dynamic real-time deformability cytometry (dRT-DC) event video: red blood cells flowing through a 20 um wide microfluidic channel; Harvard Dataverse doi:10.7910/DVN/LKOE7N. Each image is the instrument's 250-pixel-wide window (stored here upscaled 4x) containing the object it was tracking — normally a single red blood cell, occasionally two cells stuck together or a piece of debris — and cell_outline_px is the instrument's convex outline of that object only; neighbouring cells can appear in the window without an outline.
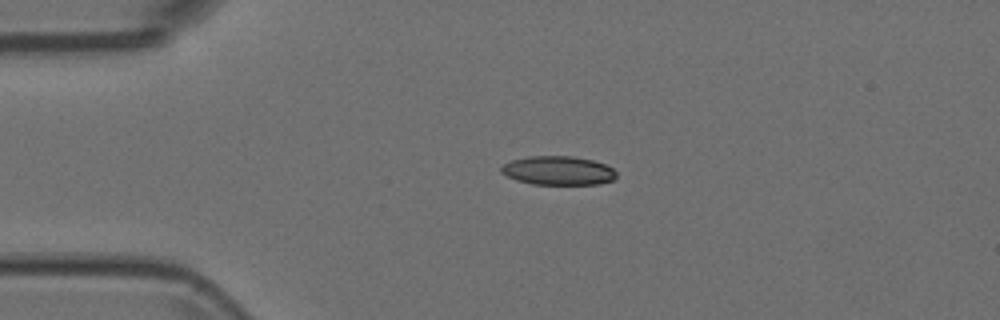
{"species": "Egyptian fruit bat (a non-hibernating species)", "species_latin": "Rousettus aegyptiacus", "temperature_condition": "room temperature", "stored_images_in_passage": 16, "camera_frame_rate_fps": 3000, "um_per_image_px": 0.085, "animal": {"sex": "female"}, "frame": {"image": 1, "passage_image": 1, "time_ms": 0.0, "image_size_px": [1000, 320], "cell_outline_px": [[616, 176], [612, 180], [600, 184], [532, 184], [516, 180], [500, 172], [500, 168], [504, 164], [512, 160], [528, 156], [572, 156], [592, 160], [604, 164], [612, 168], [616, 172]], "centroid_in_image_um": [47.43, 14.5], "position_along_channel_um": 37.6, "area_um2": 19.31}}
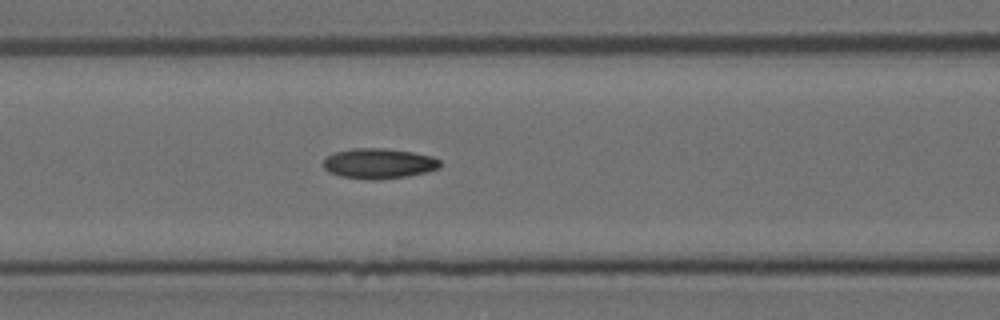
{"frame": {"image": 2, "passage_image": 11, "time_ms": 3.333, "image_size_px": [1000, 320], "cell_outline_px": [[440, 168], [428, 172], [408, 176], [380, 180], [372, 180], [340, 176], [328, 172], [324, 168], [324, 160], [328, 156], [336, 152], [352, 148], [384, 148], [412, 152], [432, 156], [440, 160]], "centroid_in_image_um": [32.22, 13.9], "position_along_channel_um": 134.4, "area_um2": 20.69}}
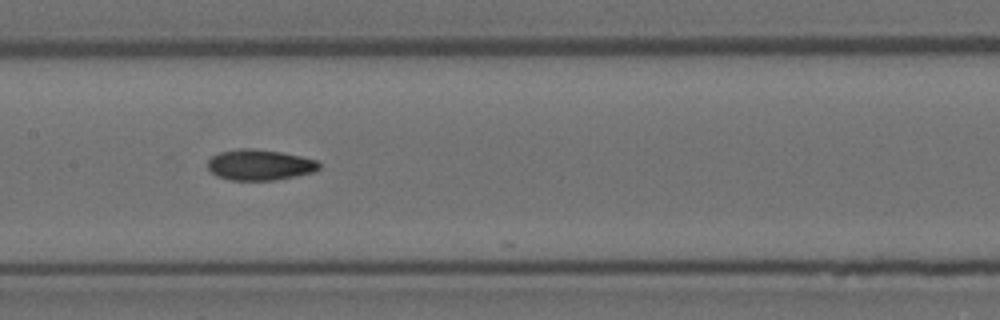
{"frame": {"image": 3, "passage_image": 15, "time_ms": 4.667, "image_size_px": [1000, 320], "cell_outline_px": [[320, 168], [316, 172], [276, 180], [232, 180], [216, 176], [208, 168], [208, 160], [212, 156], [220, 152], [240, 148], [252, 148], [280, 152], [300, 156], [316, 160], [320, 164]], "centroid_in_image_um": [22.09, 14.02], "position_along_channel_um": 185.3, "area_um2": 20.0}}